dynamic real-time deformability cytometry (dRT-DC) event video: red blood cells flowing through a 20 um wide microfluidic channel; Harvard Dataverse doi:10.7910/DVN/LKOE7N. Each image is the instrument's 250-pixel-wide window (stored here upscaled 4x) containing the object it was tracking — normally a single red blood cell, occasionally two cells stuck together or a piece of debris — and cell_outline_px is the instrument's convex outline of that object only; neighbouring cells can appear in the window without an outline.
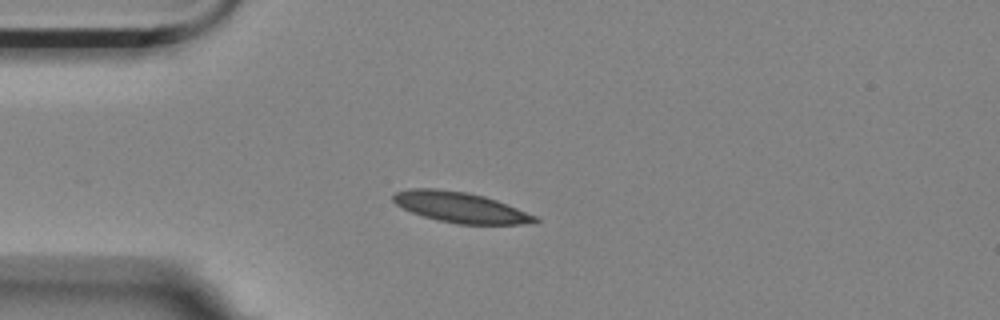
{"species": "Egyptian fruit bat (a non-hibernating species)", "species_latin": "Rousettus aegyptiacus", "temperature_condition": "room temperature", "stored_images_in_passage": 44, "camera_frame_rate_fps": 3000, "um_per_image_px": 0.085, "animal": {"sex": "female"}, "frame": {"image": 1, "passage_image": 1, "time_ms": 0.0, "image_size_px": [1000, 320], "cell_outline_px": [[540, 220], [536, 224], [456, 224], [436, 220], [412, 212], [396, 204], [392, 200], [392, 196], [396, 192], [408, 188], [436, 188], [468, 192], [484, 196], [496, 200], [536, 216]], "centroid_in_image_um": [39.13, 17.62], "position_along_channel_um": 45.9, "area_um2": 25.26}}
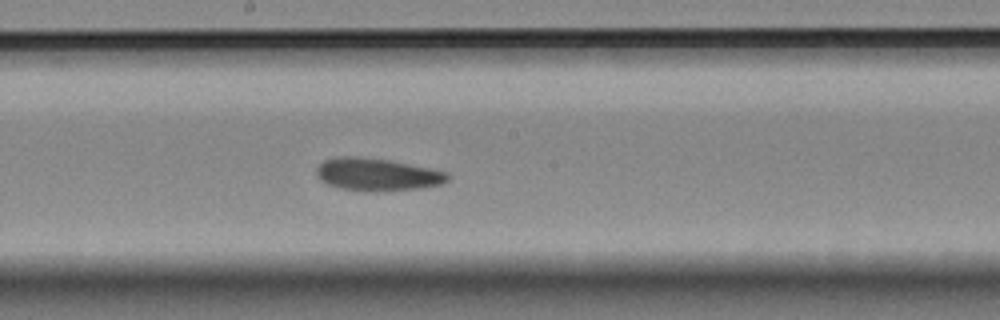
{"frame": {"image": 2, "passage_image": 17, "time_ms": 5.333, "image_size_px": [1000, 320], "cell_outline_px": [[448, 180], [440, 184], [420, 188], [380, 192], [364, 192], [340, 188], [328, 184], [320, 180], [316, 172], [316, 168], [324, 160], [336, 156], [360, 156], [392, 160], [448, 172]], "centroid_in_image_um": [32.03, 14.83], "position_along_channel_um": 216.2, "area_um2": 25.26}}
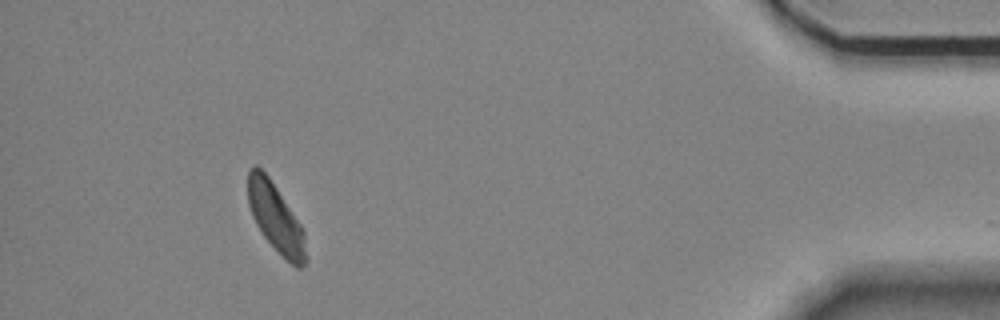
{"frame": {"image": 3, "passage_image": 39, "time_ms": 12.667, "image_size_px": [1000, 320], "cell_outline_px": [[308, 260], [300, 268], [296, 268], [264, 236], [256, 224], [252, 216], [248, 204], [248, 172], [256, 164], [268, 176], [300, 224], [304, 232]], "centroid_in_image_um": [23.44, 18.53], "position_along_channel_um": 411.8, "area_um2": 22.6}, "authors_computed_cell_mechanics": {"area_um2": 24.3916, "velocity_mm_per_s": 3.4791, "shape_relaxation_time_tau1_ms": 3.4049, "shape_relaxation_time_tau2_ms": 1.8254, "deformation_change_tau1": 0.0952, "deformation_change_tau2": 0.0629}}